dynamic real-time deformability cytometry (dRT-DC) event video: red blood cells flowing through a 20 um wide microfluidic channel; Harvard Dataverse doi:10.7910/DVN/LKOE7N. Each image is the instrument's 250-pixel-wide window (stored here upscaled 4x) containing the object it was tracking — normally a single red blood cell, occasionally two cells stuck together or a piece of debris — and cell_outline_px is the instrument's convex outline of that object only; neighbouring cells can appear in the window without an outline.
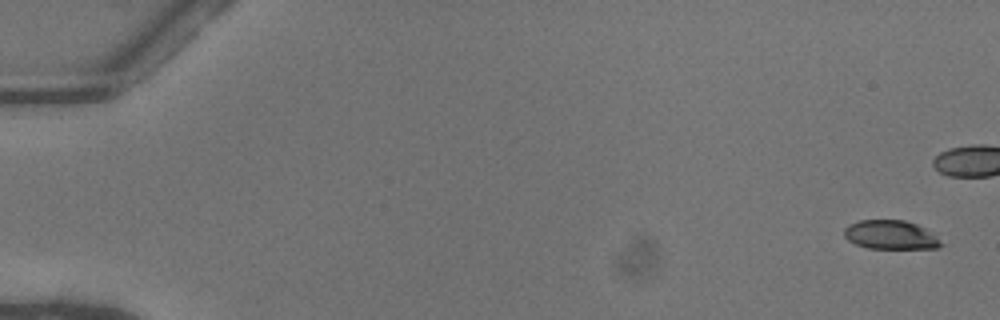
{"species": "common noctule bat (a hibernating species)", "species_latin": "Nyctalus noctula", "temperature_condition": "warm", "stored_images_in_passage": 42, "camera_frame_rate_fps": 3000, "um_per_image_px": 0.085, "animal": {"sex": "female"}, "frame": {"image": 1, "passage_image": 1, "time_ms": 0.0, "image_size_px": [1000, 320], "cell_outline_px": [[944, 244], [936, 248], [868, 248], [856, 244], [848, 240], [844, 236], [844, 228], [848, 224], [860, 220], [904, 220], [916, 224], [924, 228], [936, 236]], "centroid_in_image_um": [75.68, 19.96], "position_along_channel_um": 9.3, "area_um2": 16.24}}
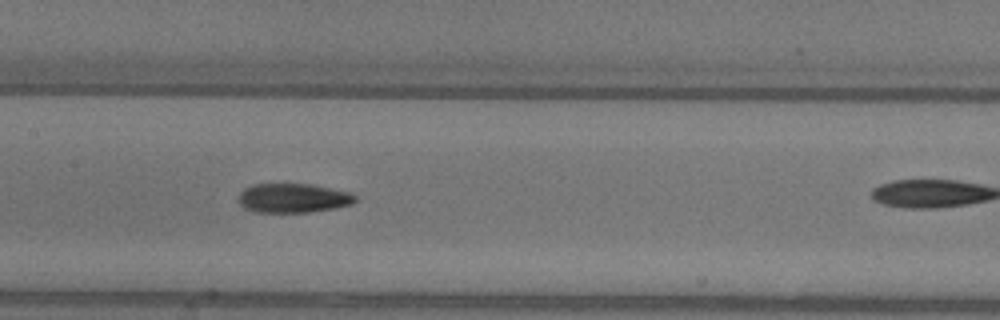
{"frame": {"image": 2, "passage_image": 26, "time_ms": 8.333, "image_size_px": [1000, 320], "cell_outline_px": [[356, 200], [352, 204], [336, 208], [308, 212], [256, 212], [244, 208], [240, 204], [240, 192], [244, 188], [252, 184], [312, 184], [352, 192], [356, 196]], "centroid_in_image_um": [24.95, 16.83], "position_along_channel_um": 182.5, "area_um2": 20.0}}
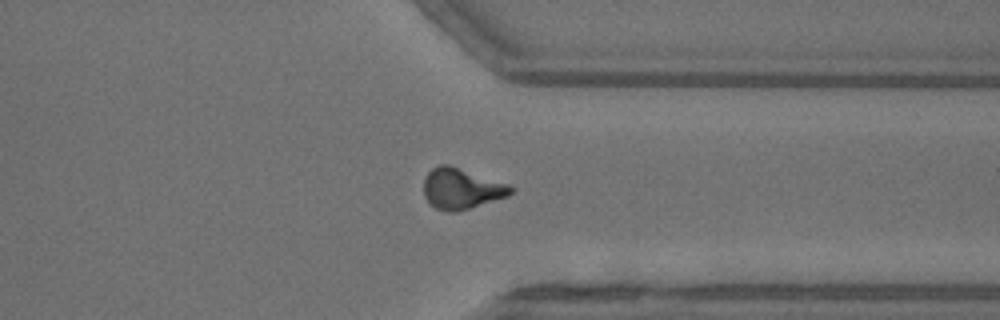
{"frame": {"image": 3, "passage_image": 40, "time_ms": 13.0, "image_size_px": [1000, 320], "cell_outline_px": [[512, 192], [508, 196], [456, 212], [448, 212], [436, 208], [424, 196], [424, 180], [428, 172], [432, 168], [440, 164], [448, 164], [508, 184], [512, 188]], "centroid_in_image_um": [39.2, 16.03], "position_along_channel_um": 372.2, "area_um2": 20.35}}